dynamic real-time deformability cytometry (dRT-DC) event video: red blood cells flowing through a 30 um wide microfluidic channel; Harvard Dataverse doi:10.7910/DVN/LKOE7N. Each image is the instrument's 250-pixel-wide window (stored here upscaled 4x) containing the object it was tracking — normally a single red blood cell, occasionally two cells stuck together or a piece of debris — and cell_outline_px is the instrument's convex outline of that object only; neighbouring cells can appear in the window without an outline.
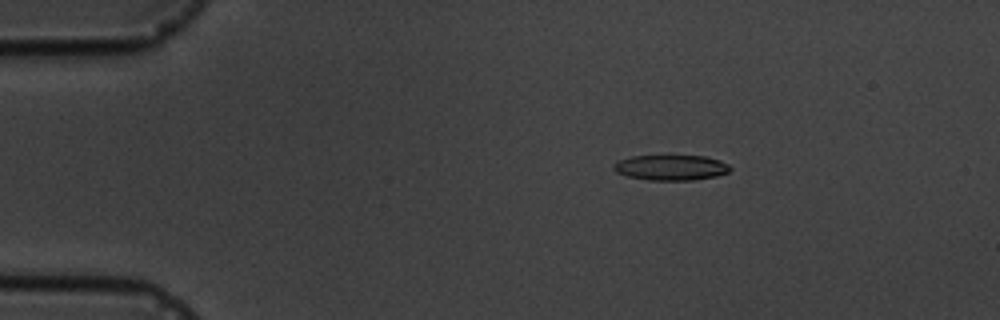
{"species": "common noctule bat (a hibernating species)", "species_latin": "Nyctalus noctula", "temperature_condition": "cold", "stored_images_in_passage": 7, "camera_frame_rate_fps": 3000, "um_per_image_px": 0.085, "animal": {"sex": "male", "body_mass_g": 19.5, "forearm_length_mm": 54.6}, "frame": {"image": 1, "passage_image": 4, "time_ms": 3.0, "image_size_px": [1000, 320], "cell_outline_px": [[732, 168], [728, 172], [716, 176], [692, 180], [648, 180], [628, 176], [616, 172], [612, 168], [612, 164], [620, 160], [632, 156], [704, 156], [720, 160], [728, 164]], "centroid_in_image_um": [57.03, 14.24], "position_along_channel_um": 28.0, "area_um2": 17.17}}